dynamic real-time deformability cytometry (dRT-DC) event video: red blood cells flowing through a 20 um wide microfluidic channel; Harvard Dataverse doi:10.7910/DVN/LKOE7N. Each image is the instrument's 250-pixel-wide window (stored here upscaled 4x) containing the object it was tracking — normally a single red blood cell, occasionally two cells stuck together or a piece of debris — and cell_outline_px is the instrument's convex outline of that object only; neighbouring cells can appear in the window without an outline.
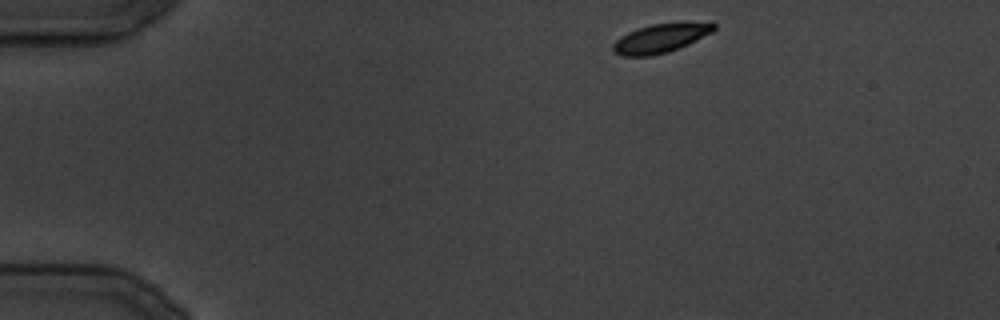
{"species": "common noctule bat (a hibernating species)", "species_latin": "Nyctalus noctula", "temperature_condition": "cold", "stored_images_in_passage": 7, "camera_frame_rate_fps": 3000, "um_per_image_px": 0.085, "animal": {"sex": "male", "body_mass_g": 19.5, "forearm_length_mm": 54.6}, "frame": {"image": 1, "passage_image": 1, "time_ms": 0.0, "image_size_px": [1000, 320], "cell_outline_px": [[716, 28], [712, 32], [680, 48], [668, 52], [652, 56], [620, 56], [612, 48], [612, 44], [620, 36], [628, 32], [652, 24], [712, 20], [716, 24]], "centroid_in_image_um": [56.22, 3.22], "position_along_channel_um": 28.8, "area_um2": 17.34}}